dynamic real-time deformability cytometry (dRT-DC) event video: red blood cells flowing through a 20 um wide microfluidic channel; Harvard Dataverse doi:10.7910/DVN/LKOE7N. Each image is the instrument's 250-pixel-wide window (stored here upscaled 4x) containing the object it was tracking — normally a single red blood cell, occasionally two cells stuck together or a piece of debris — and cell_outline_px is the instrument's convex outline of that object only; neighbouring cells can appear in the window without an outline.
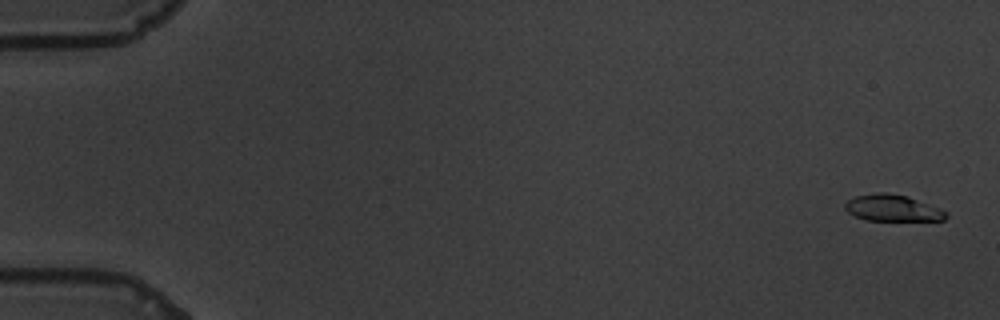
{"species": "common noctule bat (a hibernating species)", "species_latin": "Nyctalus noctula", "temperature_condition": "warm", "stored_images_in_passage": 60, "camera_frame_rate_fps": 3000, "um_per_image_px": 0.085, "animal": {"sex": "male", "body_mass_g": 19.5, "forearm_length_mm": 54.6}, "frame": {"image": 1, "passage_image": 2, "time_ms": 0.333, "image_size_px": [1000, 320], "cell_outline_px": [[948, 216], [944, 220], [864, 220], [848, 212], [844, 208], [844, 204], [848, 200], [856, 196], [880, 192], [888, 192], [908, 196], [940, 208], [948, 212]], "centroid_in_image_um": [75.88, 17.68], "position_along_channel_um": 9.1, "area_um2": 15.61}}
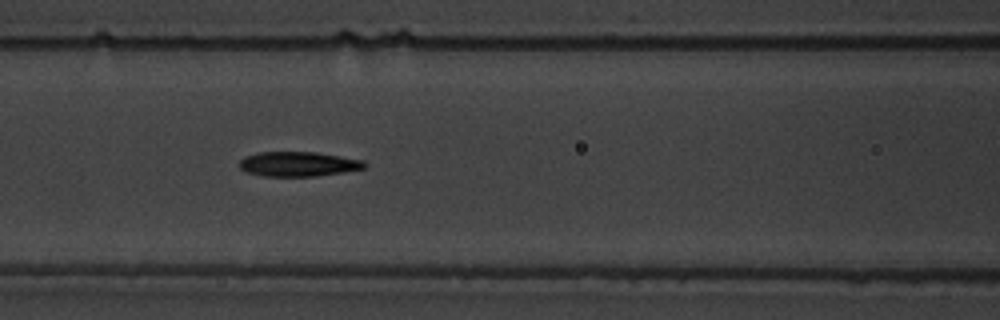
{"frame": {"image": 2, "passage_image": 27, "time_ms": 8.667, "image_size_px": [1000, 320], "cell_outline_px": [[368, 164], [364, 168], [316, 176], [264, 176], [244, 172], [240, 168], [240, 160], [244, 156], [256, 152], [316, 152], [364, 160]], "centroid_in_image_um": [25.32, 13.93], "position_along_channel_um": 141.3, "area_um2": 18.03}}
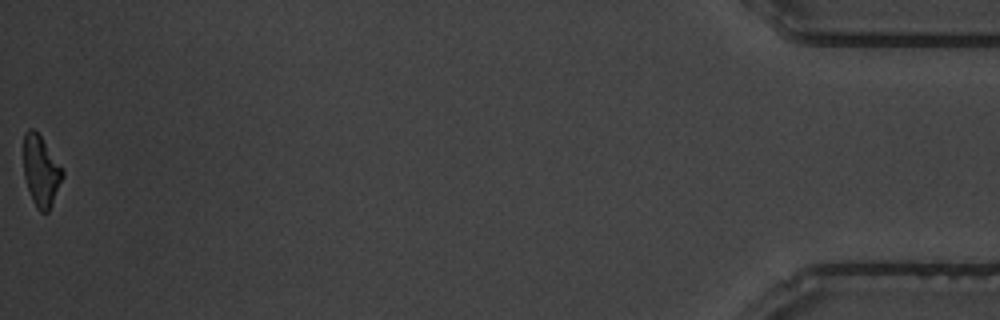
{"frame": {"image": 3, "passage_image": 60, "time_ms": 19.667, "image_size_px": [1000, 320], "cell_outline_px": [[64, 176], [52, 204], [48, 212], [40, 212], [36, 208], [32, 200], [24, 176], [24, 132], [28, 128], [32, 128], [40, 136], [64, 168]], "centroid_in_image_um": [3.5, 14.54], "position_along_channel_um": 431.7, "area_um2": 16.13}, "authors_computed_cell_mechanics": {"area_um2": 17.6579, "velocity_mm_per_s": 3.4746, "shape_relaxation_time_tau1_ms": 3.9981, "shape_relaxation_time_tau2_ms": 2.6107, "deformation_change_tau1": 0.1918, "deformation_change_tau2": 0.1156}}